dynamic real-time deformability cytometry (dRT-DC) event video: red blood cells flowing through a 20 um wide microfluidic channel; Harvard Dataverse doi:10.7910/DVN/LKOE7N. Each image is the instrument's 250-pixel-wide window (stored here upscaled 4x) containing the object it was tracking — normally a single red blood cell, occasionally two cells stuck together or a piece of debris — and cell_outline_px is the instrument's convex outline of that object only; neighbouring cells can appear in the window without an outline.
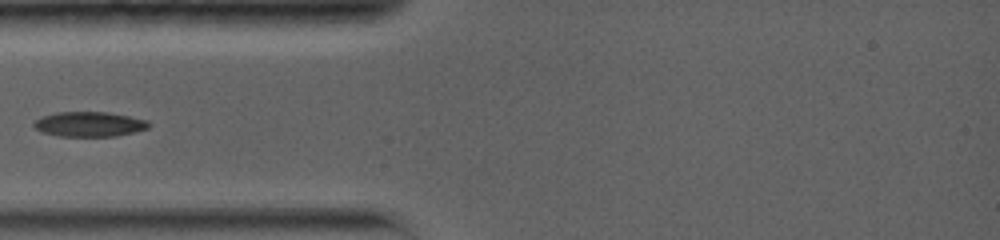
{"species": "common noctule bat (a hibernating species)", "species_latin": "Nyctalus noctula", "temperature_condition": "warm", "stored_images_in_passage": 3, "camera_frame_rate_fps": 5000, "um_per_image_px": 0.085, "animal": {"sex": "female", "body_mass_g": 19.0, "forearm_length_mm": 56.7}, "frame": {"image": 1, "passage_image": 1, "time_ms": 0.0, "image_size_px": [1000, 240], "cell_outline_px": [[148, 128], [116, 136], [60, 136], [44, 132], [36, 128], [32, 124], [40, 116], [56, 112], [108, 112], [148, 120]], "centroid_in_image_um": [7.56, 10.54], "position_along_channel_um": 77.4, "area_um2": 16.47}}
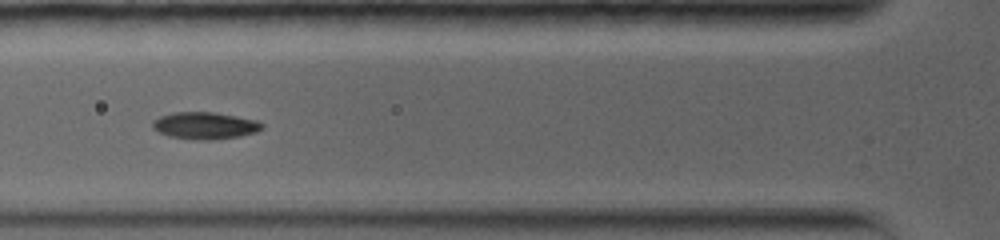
{"frame": {"image": 2, "passage_image": 2, "time_ms": 0.8, "image_size_px": [1000, 240], "cell_outline_px": [[264, 128], [256, 132], [240, 136], [212, 140], [196, 140], [168, 136], [152, 128], [152, 120], [160, 116], [172, 112], [216, 112], [256, 120], [264, 124]], "centroid_in_image_um": [17.42, 10.67], "position_along_channel_um": 108.4, "area_um2": 17.4}}